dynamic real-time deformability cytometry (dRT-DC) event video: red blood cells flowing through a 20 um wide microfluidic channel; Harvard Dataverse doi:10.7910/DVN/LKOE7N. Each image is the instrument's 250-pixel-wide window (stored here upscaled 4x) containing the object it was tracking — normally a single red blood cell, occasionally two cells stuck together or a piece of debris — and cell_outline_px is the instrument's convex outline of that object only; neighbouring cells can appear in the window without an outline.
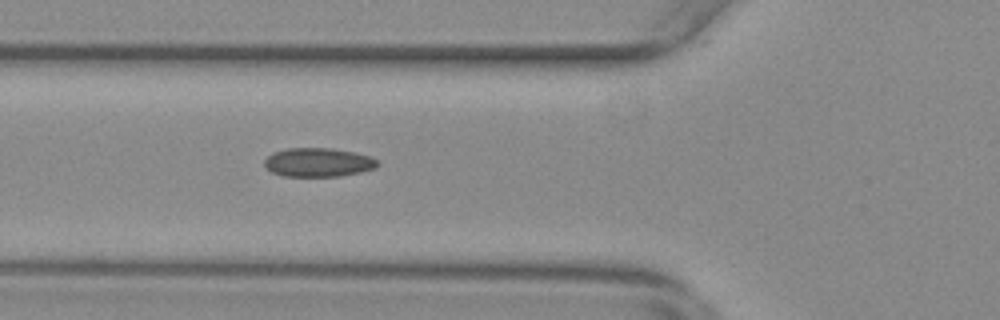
{"species": "common noctule bat (a hibernating species)", "species_latin": "Nyctalus noctula", "temperature_condition": "warm", "stored_images_in_passage": 55, "camera_frame_rate_fps": 3000, "um_per_image_px": 0.085, "animal": {"sex": "female", "body_mass_g": 29.2, "forearm_length_mm": 56.3}, "frame": {"image": 1, "passage_image": 20, "time_ms": 6.333, "image_size_px": [1000, 320], "cell_outline_px": [[380, 164], [376, 168], [360, 172], [340, 176], [284, 176], [272, 172], [264, 164], [264, 160], [268, 156], [276, 152], [288, 148], [332, 148], [356, 152], [380, 160]], "centroid_in_image_um": [27.11, 13.8], "position_along_channel_um": 98.7, "area_um2": 19.02}}
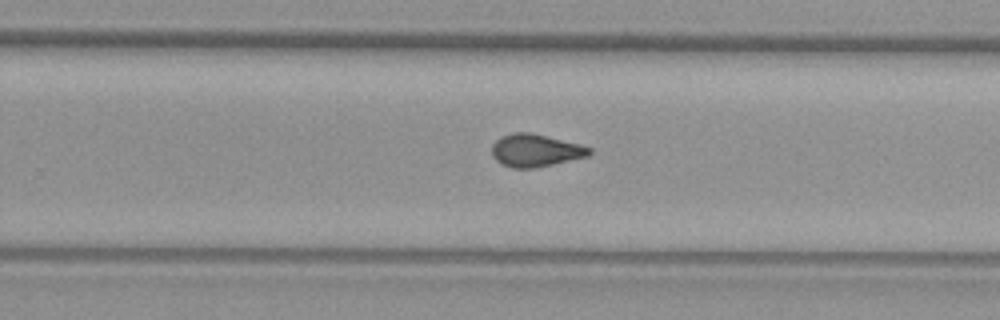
{"frame": {"image": 2, "passage_image": 35, "time_ms": 11.333, "image_size_px": [1000, 320], "cell_outline_px": [[592, 152], [588, 156], [536, 168], [512, 168], [500, 164], [492, 156], [492, 144], [500, 136], [512, 132], [532, 132], [580, 144], [592, 148]], "centroid_in_image_um": [45.49, 12.78], "position_along_channel_um": 284.3, "area_um2": 18.79}}
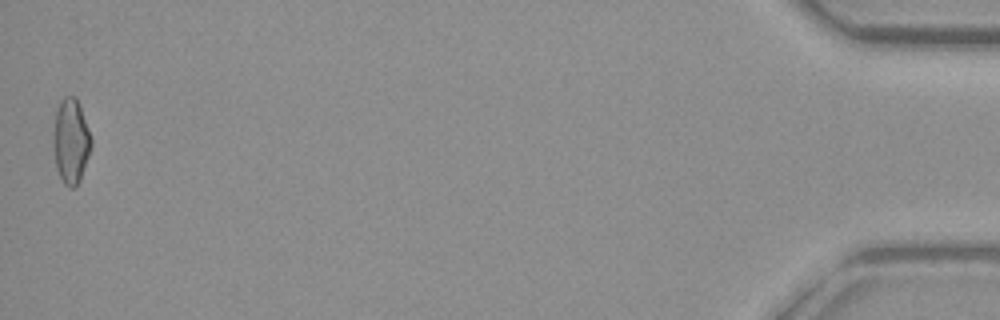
{"frame": {"image": 3, "passage_image": 55, "time_ms": 18.0, "image_size_px": [1000, 320], "cell_outline_px": [[92, 144], [80, 180], [72, 188], [68, 188], [64, 184], [56, 168], [52, 144], [52, 136], [56, 112], [60, 100], [64, 96], [76, 96], [80, 104], [92, 140]], "centroid_in_image_um": [6.0, 11.97], "position_along_channel_um": 429.2, "area_um2": 18.9}, "authors_computed_cell_mechanics": {"area_um2": 18.496, "velocity_mm_per_s": 3.7109, "shape_relaxation_time_tau1_ms": null, "shape_relaxation_time_tau2_ms": 2.192, "deformation_change_tau1": null, "deformation_change_tau2": 0.0779}}